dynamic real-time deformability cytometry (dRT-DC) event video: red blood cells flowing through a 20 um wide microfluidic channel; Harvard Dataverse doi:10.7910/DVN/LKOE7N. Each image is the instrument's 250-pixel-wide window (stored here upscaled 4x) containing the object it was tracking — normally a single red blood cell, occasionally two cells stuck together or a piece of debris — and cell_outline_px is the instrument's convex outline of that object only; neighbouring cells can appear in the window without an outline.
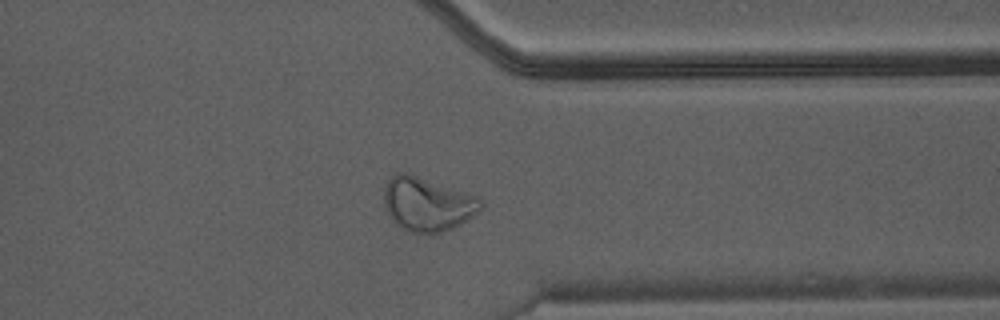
{"species": "Egyptian fruit bat (a non-hibernating species)", "species_latin": "Rousettus aegyptiacus", "temperature_condition": "warm", "stored_images_in_passage": 32, "camera_frame_rate_fps": 3000, "um_per_image_px": 0.085, "animal": {"sex": "male"}, "frame": {"image": 1, "passage_image": 23, "time_ms": 7.333, "image_size_px": [1000, 320], "cell_outline_px": [[484, 204], [480, 212], [468, 220], [452, 228], [440, 232], [416, 236], [400, 228], [392, 220], [384, 204], [384, 188], [388, 180], [396, 172], [408, 172], [480, 196]], "centroid_in_image_um": [36.35, 17.36], "position_along_channel_um": 375.0, "area_um2": 31.27}}
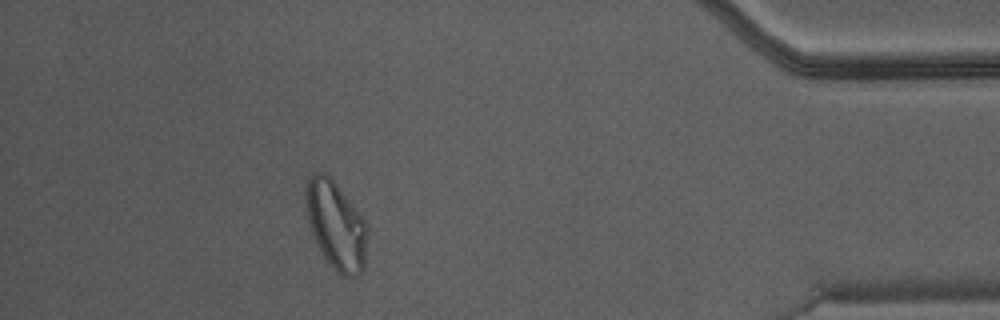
{"frame": {"image": 2, "passage_image": 28, "time_ms": 9.0, "image_size_px": [1000, 320], "cell_outline_px": [[368, 236], [364, 272], [348, 280], [340, 276], [336, 272], [324, 256], [312, 232], [308, 220], [304, 192], [308, 180], [312, 172], [320, 168], [324, 168], [328, 172], [360, 212], [368, 224]], "centroid_in_image_um": [28.59, 19.11], "position_along_channel_um": 406.6, "area_um2": 32.71}}